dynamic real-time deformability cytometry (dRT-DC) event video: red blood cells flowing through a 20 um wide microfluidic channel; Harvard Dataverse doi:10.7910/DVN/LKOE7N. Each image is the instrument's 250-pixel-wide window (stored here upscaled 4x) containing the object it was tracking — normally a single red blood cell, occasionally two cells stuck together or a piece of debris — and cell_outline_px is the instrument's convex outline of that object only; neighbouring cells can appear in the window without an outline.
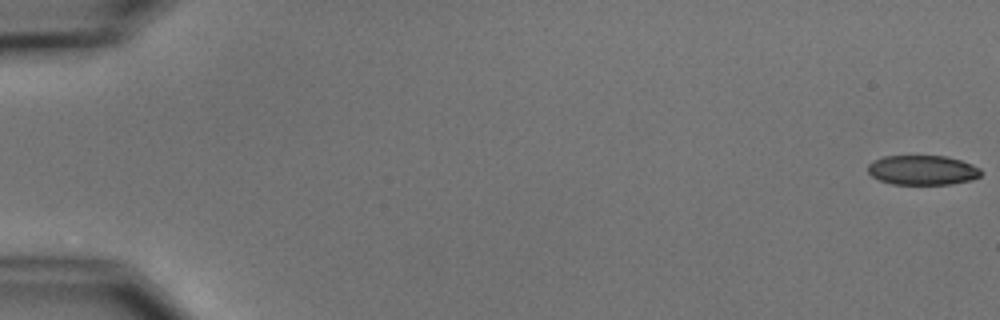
{"species": "common noctule bat (a hibernating species)", "species_latin": "Nyctalus noctula", "temperature_condition": "cold", "stored_images_in_passage": 4, "camera_frame_rate_fps": 3000, "um_per_image_px": 0.085, "animal": {"sex": "male", "body_mass_g": 15.6}, "frame": {"image": 1, "passage_image": 1, "time_ms": 0.0, "image_size_px": [1000, 320], "cell_outline_px": [[984, 172], [980, 176], [972, 180], [952, 184], [892, 184], [880, 180], [872, 176], [868, 172], [868, 164], [872, 160], [884, 156], [948, 156], [972, 164], [980, 168]], "centroid_in_image_um": [78.43, 14.46], "position_along_channel_um": 6.6, "area_um2": 19.71}}